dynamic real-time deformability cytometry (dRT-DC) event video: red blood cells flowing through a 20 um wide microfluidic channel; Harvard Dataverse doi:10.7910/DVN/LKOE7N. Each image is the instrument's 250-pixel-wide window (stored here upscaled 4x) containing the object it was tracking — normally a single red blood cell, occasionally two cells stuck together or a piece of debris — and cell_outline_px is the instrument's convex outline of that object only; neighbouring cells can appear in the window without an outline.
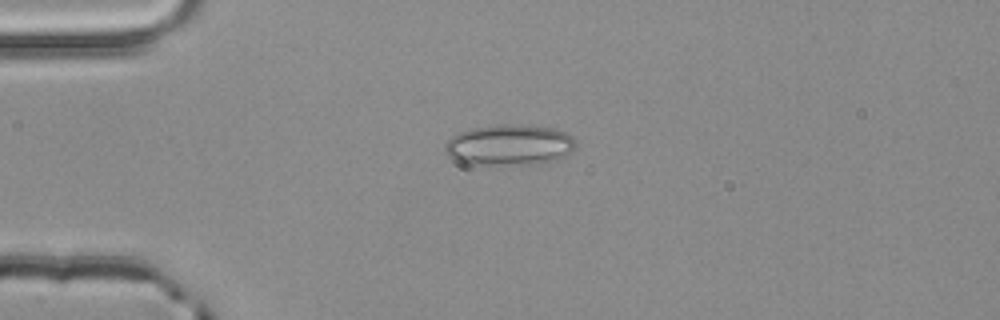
{"species": "common noctule bat (a hibernating species)", "species_latin": "Nyctalus noctula", "temperature_condition": "room temperature", "stored_images_in_passage": 2, "camera_frame_rate_fps": 3000, "um_per_image_px": 0.085, "animal": {"sex": "male", "body_mass_g": 20.4}, "frame": {"image": 1, "passage_image": 1, "time_ms": 0.0, "image_size_px": [1000, 320], "cell_outline_px": [[576, 144], [572, 152], [556, 160], [500, 168], [468, 164], [456, 160], [448, 156], [444, 148], [444, 144], [452, 136], [460, 132], [472, 128], [500, 124], [552, 128], [564, 132], [572, 136]], "centroid_in_image_um": [43.25, 12.37], "position_along_channel_um": 41.8, "area_um2": 31.62}}